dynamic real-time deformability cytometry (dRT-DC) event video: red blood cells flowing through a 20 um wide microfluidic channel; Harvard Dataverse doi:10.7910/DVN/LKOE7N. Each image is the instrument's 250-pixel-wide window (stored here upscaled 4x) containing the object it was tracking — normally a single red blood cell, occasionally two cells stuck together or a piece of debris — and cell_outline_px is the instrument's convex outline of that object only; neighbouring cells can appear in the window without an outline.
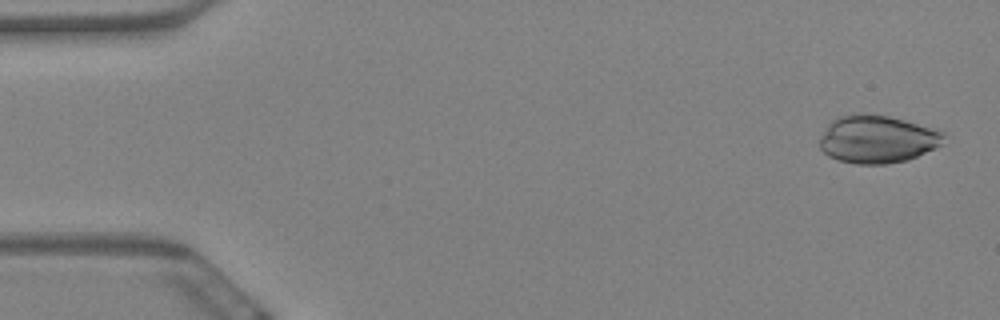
{"species": "Egyptian fruit bat (a non-hibernating species)", "species_latin": "Rousettus aegyptiacus", "temperature_condition": "warm", "stored_images_in_passage": 58, "camera_frame_rate_fps": 3000, "um_per_image_px": 0.085, "animal": {"sex": "female"}, "frame": {"image": 1, "passage_image": 2, "time_ms": 0.333, "image_size_px": [1000, 320], "cell_outline_px": [[944, 136], [940, 144], [936, 148], [908, 160], [884, 164], [856, 164], [840, 160], [828, 156], [820, 148], [820, 136], [828, 124], [832, 120], [840, 116], [852, 112], [860, 112], [888, 116], [904, 120], [944, 132]], "centroid_in_image_um": [74.52, 11.82], "position_along_channel_um": 10.5, "area_um2": 34.56}}
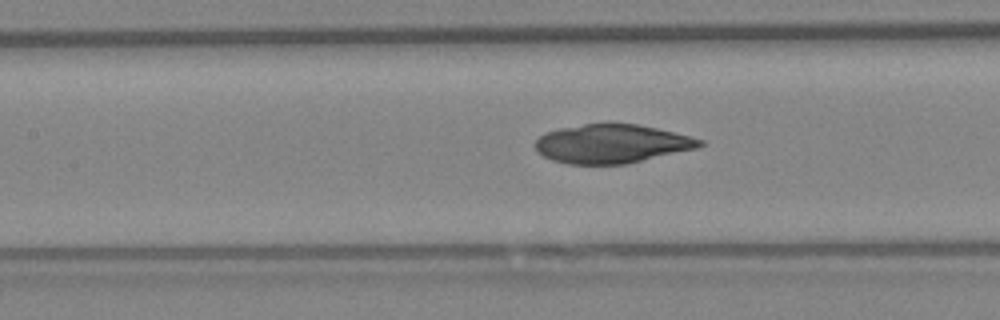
{"frame": {"image": 2, "passage_image": 26, "time_ms": 8.333, "image_size_px": [1000, 320], "cell_outline_px": [[704, 144], [696, 148], [628, 164], [568, 164], [552, 160], [536, 152], [532, 144], [544, 132], [560, 128], [584, 124], [636, 124], [656, 128], [704, 140]], "centroid_in_image_um": [51.94, 12.23], "position_along_channel_um": 155.5, "area_um2": 37.11}}
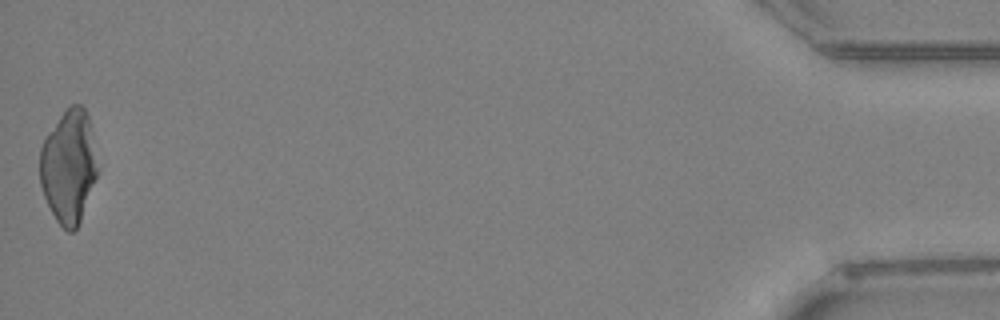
{"frame": {"image": 3, "passage_image": 58, "time_ms": 19.0, "image_size_px": [1000, 320], "cell_outline_px": [[96, 176], [80, 224], [72, 232], [68, 232], [56, 220], [44, 196], [40, 184], [40, 148], [48, 132], [60, 116], [72, 104], [80, 104], [84, 108], [88, 116], [92, 132], [96, 168]], "centroid_in_image_um": [5.82, 14.17], "position_along_channel_um": 429.4, "area_um2": 37.51}}